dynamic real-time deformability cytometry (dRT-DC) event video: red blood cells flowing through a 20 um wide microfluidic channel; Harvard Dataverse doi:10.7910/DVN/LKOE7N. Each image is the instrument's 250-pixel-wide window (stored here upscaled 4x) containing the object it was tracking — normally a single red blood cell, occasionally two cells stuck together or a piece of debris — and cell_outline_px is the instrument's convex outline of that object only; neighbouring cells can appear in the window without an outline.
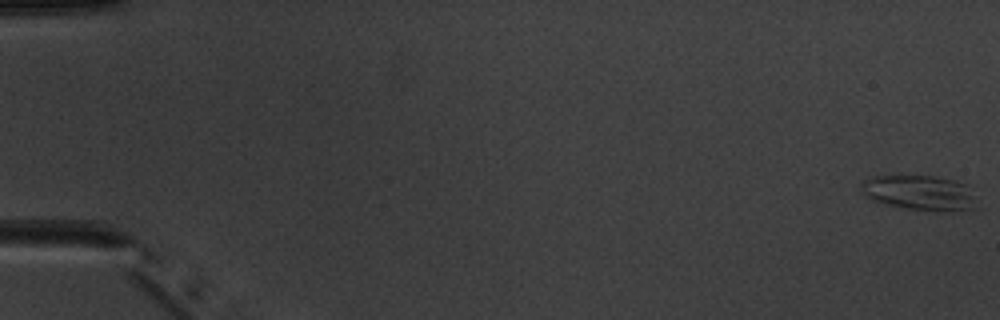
{"species": "common noctule bat (a hibernating species)", "species_latin": "Nyctalus noctula", "temperature_condition": "warm", "stored_images_in_passage": 5, "camera_frame_rate_fps": 3000, "um_per_image_px": 0.085, "animal": {"sex": "male", "body_mass_g": 20.1, "forearm_length_mm": 53.5}, "frame": {"image": 1, "passage_image": 1, "time_ms": 0.0, "image_size_px": [1000, 320], "cell_outline_px": [[980, 208], [952, 212], [900, 208], [872, 200], [860, 188], [860, 180], [872, 176], [936, 176], [956, 180], [968, 184]], "centroid_in_image_um": [78.23, 16.39], "position_along_channel_um": 6.8, "area_um2": 24.16}}